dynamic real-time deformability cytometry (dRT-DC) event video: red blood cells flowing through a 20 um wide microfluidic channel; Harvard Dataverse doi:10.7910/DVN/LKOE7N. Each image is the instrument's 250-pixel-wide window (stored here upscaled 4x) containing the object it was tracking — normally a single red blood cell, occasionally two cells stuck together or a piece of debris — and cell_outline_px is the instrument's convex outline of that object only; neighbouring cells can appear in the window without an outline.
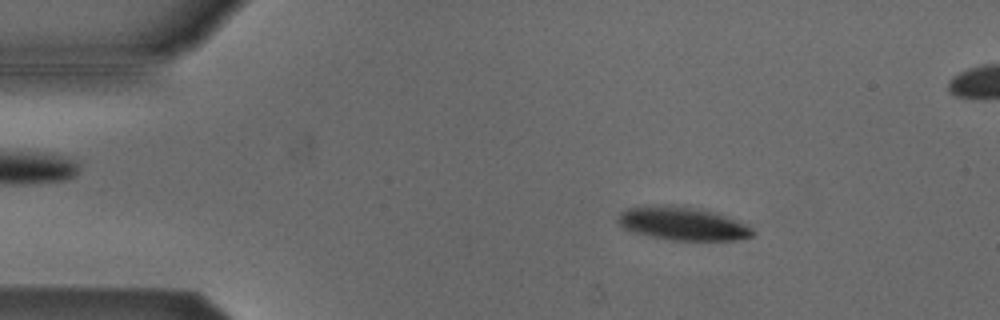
{"species": "Egyptian fruit bat (a non-hibernating species)", "species_latin": "Rousettus aegyptiacus", "temperature_condition": "cold", "stored_images_in_passage": 47, "camera_frame_rate_fps": 3000, "um_per_image_px": 0.085, "animal": {"sex": "male"}, "frame": {"image": 1, "passage_image": 8, "time_ms": 2.333, "image_size_px": [1000, 320], "cell_outline_px": [[756, 232], [752, 236], [736, 240], [672, 240], [652, 236], [636, 232], [624, 228], [616, 220], [616, 216], [620, 212], [628, 208], [668, 204], [672, 204], [716, 212], [748, 224]], "centroid_in_image_um": [58.05, 19.0], "position_along_channel_um": 26.9, "area_um2": 26.13}}
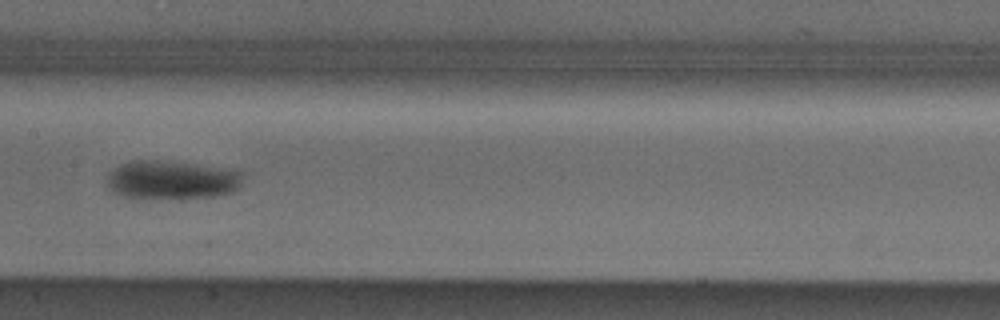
{"frame": {"image": 2, "passage_image": 26, "time_ms": 8.333, "image_size_px": [1000, 320], "cell_outline_px": [[244, 172], [240, 184], [232, 192], [216, 196], [140, 200], [124, 196], [112, 192], [108, 188], [108, 176], [120, 164], [132, 160], [156, 160], [240, 168]], "centroid_in_image_um": [14.65, 15.29], "position_along_channel_um": 192.8, "area_um2": 31.39}}
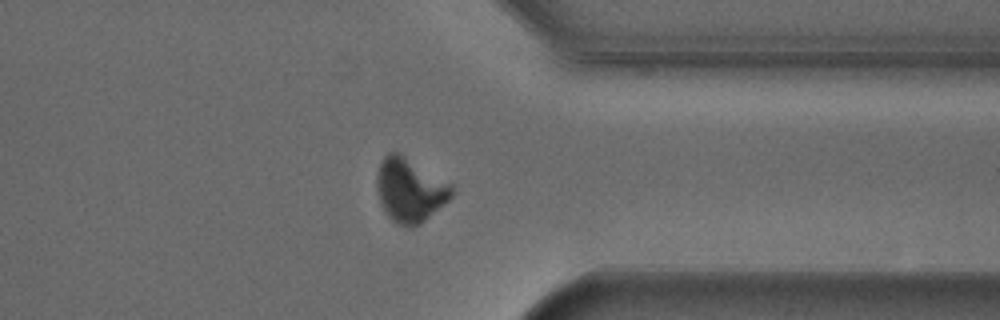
{"frame": {"image": 3, "passage_image": 41, "time_ms": 13.333, "image_size_px": [1000, 320], "cell_outline_px": [[452, 196], [444, 204], [420, 224], [412, 228], [408, 228], [392, 220], [388, 216], [380, 204], [376, 188], [376, 176], [380, 160], [388, 152], [400, 152], [452, 184]], "centroid_in_image_um": [34.81, 16.13], "position_along_channel_um": 376.6, "area_um2": 28.15}}